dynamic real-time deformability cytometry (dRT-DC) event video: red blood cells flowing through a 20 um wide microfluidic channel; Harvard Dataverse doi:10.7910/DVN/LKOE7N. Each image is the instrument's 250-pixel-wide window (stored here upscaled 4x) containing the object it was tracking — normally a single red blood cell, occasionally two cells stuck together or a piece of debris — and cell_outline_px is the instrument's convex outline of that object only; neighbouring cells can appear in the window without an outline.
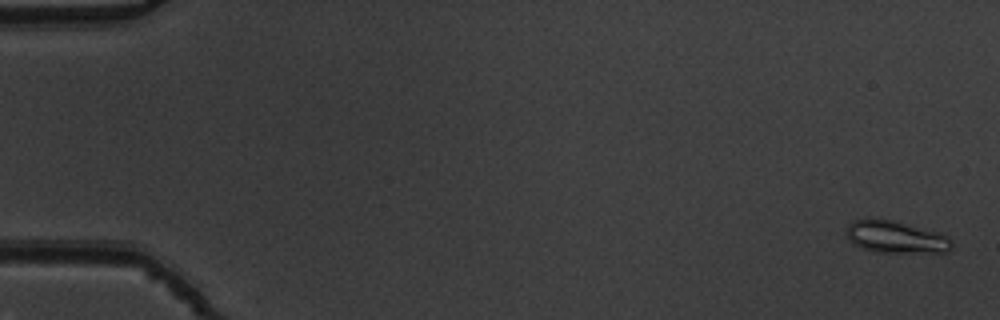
{"species": "common noctule bat (a hibernating species)", "species_latin": "Nyctalus noctula", "temperature_condition": "warm", "stored_images_in_passage": 53, "camera_frame_rate_fps": 3000, "um_per_image_px": 0.085, "animal": {"sex": "male", "body_mass_g": 19.5, "forearm_length_mm": 54.6}, "frame": {"image": 1, "passage_image": 1, "time_ms": 0.0, "image_size_px": [1000, 320], "cell_outline_px": [[952, 244], [948, 252], [876, 252], [860, 248], [848, 240], [844, 232], [848, 224], [852, 220], [872, 216], [892, 220], [944, 232], [952, 240]], "centroid_in_image_um": [76.1, 20.11], "position_along_channel_um": 8.9, "area_um2": 20.58}}
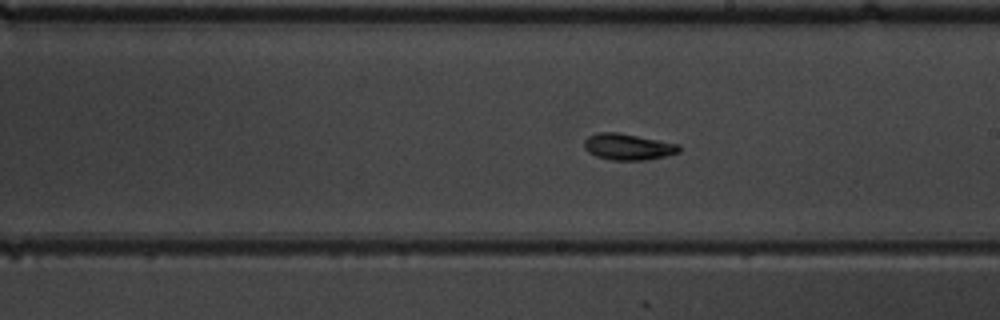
{"frame": {"image": 2, "passage_image": 31, "time_ms": 10.0, "image_size_px": [1000, 320], "cell_outline_px": [[680, 152], [648, 160], [612, 160], [596, 156], [588, 152], [584, 148], [584, 140], [588, 136], [600, 132], [616, 132], [680, 144]], "centroid_in_image_um": [53.37, 12.48], "position_along_channel_um": 235.6, "area_um2": 14.51}}
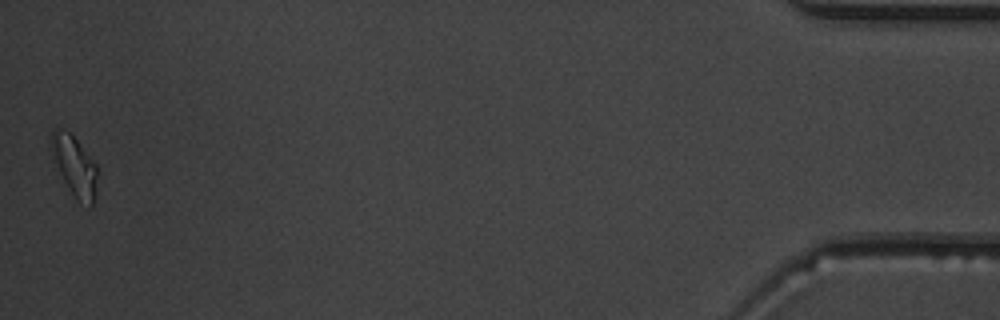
{"frame": {"image": 3, "passage_image": 53, "time_ms": 17.333, "image_size_px": [1000, 320], "cell_outline_px": [[96, 192], [92, 204], [88, 208], [80, 204], [64, 180], [48, 148], [48, 144], [52, 132], [56, 128], [64, 128], [76, 140], [96, 164]], "centroid_in_image_um": [6.3, 14.09], "position_along_channel_um": 428.9, "area_um2": 16.01}, "authors_computed_cell_mechanics": {"area_um2": 14.5078, "velocity_mm_per_s": 3.8337, "shape_relaxation_time_tau1_ms": 3.3065, "shape_relaxation_time_tau2_ms": 2.9197, "deformation_change_tau1": 0.1223, "deformation_change_tau2": 0.1043}}